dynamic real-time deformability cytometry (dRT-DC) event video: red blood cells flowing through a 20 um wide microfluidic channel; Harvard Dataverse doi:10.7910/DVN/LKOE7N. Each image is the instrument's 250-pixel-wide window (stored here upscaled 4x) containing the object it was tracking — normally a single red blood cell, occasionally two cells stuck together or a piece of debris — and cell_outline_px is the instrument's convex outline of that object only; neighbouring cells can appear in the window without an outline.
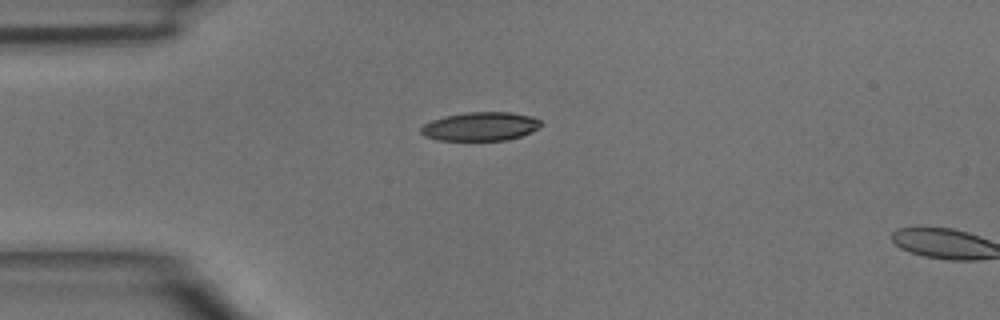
{"species": "common noctule bat (a hibernating species)", "species_latin": "Nyctalus noctula", "temperature_condition": "room temperature", "stored_images_in_passage": 3, "camera_frame_rate_fps": 3000, "um_per_image_px": 0.085, "animal": {"sex": "male", "body_mass_g": 15.6}, "frame": {"image": 1, "passage_image": 2, "time_ms": 0.333, "image_size_px": [1000, 320], "cell_outline_px": [[544, 124], [540, 128], [532, 132], [508, 140], [436, 140], [424, 136], [420, 132], [420, 128], [424, 124], [432, 120], [444, 116], [464, 112], [512, 112], [532, 116], [540, 120]], "centroid_in_image_um": [40.86, 10.74], "position_along_channel_um": 44.1, "area_um2": 20.35}}